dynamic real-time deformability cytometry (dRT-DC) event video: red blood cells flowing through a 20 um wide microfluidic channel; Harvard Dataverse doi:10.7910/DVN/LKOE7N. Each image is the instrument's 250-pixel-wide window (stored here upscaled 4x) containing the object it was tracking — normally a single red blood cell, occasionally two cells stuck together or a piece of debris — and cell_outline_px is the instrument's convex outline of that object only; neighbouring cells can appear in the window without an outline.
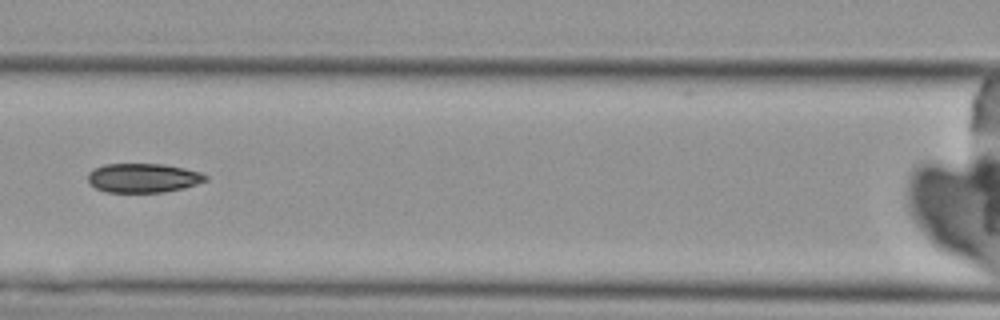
{"species": "Egyptian fruit bat (a non-hibernating species)", "species_latin": "Rousettus aegyptiacus", "temperature_condition": "cold", "stored_images_in_passage": 9, "camera_frame_rate_fps": 3000, "um_per_image_px": 0.085, "animal": {"sex": "female"}, "frame": {"image": 1, "passage_image": 7, "time_ms": 8.0, "image_size_px": [1000, 320], "cell_outline_px": [[208, 180], [184, 188], [164, 192], [104, 192], [96, 188], [88, 180], [88, 172], [92, 168], [104, 164], [164, 164], [184, 168], [200, 172], [208, 176]], "centroid_in_image_um": [12.16, 15.12], "position_along_channel_um": 154.4, "area_um2": 20.11}}
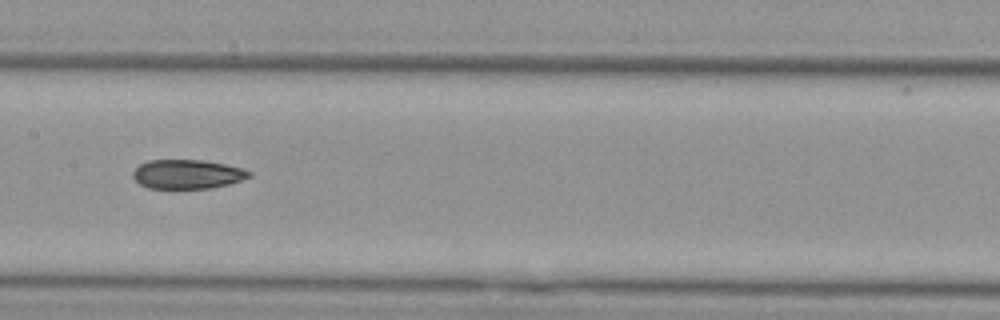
{"frame": {"image": 2, "passage_image": 8, "time_ms": 9.0, "image_size_px": [1000, 320], "cell_outline_px": [[252, 176], [228, 184], [208, 188], [148, 188], [140, 184], [132, 176], [132, 172], [140, 164], [148, 160], [200, 160], [224, 164], [244, 168], [252, 172]], "centroid_in_image_um": [15.92, 14.8], "position_along_channel_um": 191.5, "area_um2": 19.65}}
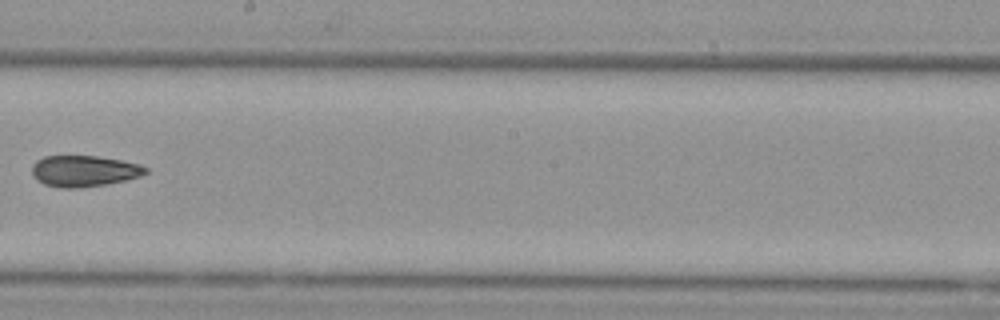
{"frame": {"image": 3, "passage_image": 9, "time_ms": 10.333, "image_size_px": [1000, 320], "cell_outline_px": [[148, 172], [140, 176], [124, 180], [104, 184], [76, 188], [60, 188], [44, 184], [36, 180], [32, 176], [32, 164], [36, 160], [44, 156], [96, 156], [120, 160], [140, 164], [148, 168]], "centroid_in_image_um": [7.1, 14.53], "position_along_channel_um": 241.1, "area_um2": 20.63}}